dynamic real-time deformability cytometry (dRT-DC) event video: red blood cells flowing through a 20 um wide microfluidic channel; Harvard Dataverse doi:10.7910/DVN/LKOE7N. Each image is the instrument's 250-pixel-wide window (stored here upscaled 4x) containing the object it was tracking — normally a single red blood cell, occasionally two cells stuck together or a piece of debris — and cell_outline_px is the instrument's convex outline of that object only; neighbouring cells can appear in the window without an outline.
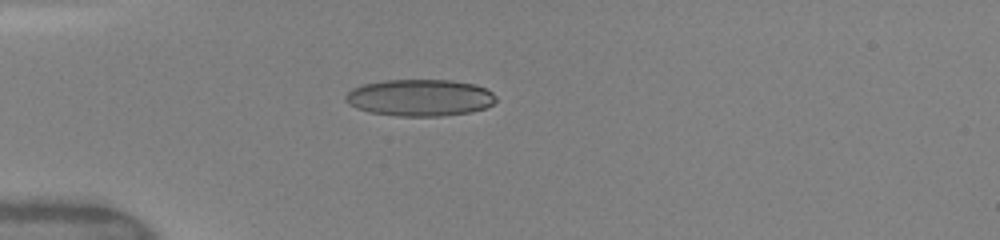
{"species": "human", "species_latin": "Homo sapiens", "temperature_condition": "warm", "stored_images_in_passage": 41, "camera_frame_rate_fps": 3000, "um_per_image_px": 0.085, "donor": {"sex": "female"}, "frame": {"image": 1, "passage_image": 10, "time_ms": 4.0, "image_size_px": [1000, 240], "cell_outline_px": [[496, 100], [492, 104], [484, 108], [472, 112], [440, 116], [396, 116], [368, 112], [356, 108], [348, 104], [344, 100], [344, 96], [352, 88], [364, 84], [384, 80], [452, 80], [476, 84], [492, 92], [496, 96]], "centroid_in_image_um": [35.67, 8.3], "position_along_channel_um": 49.3, "area_um2": 32.48}}
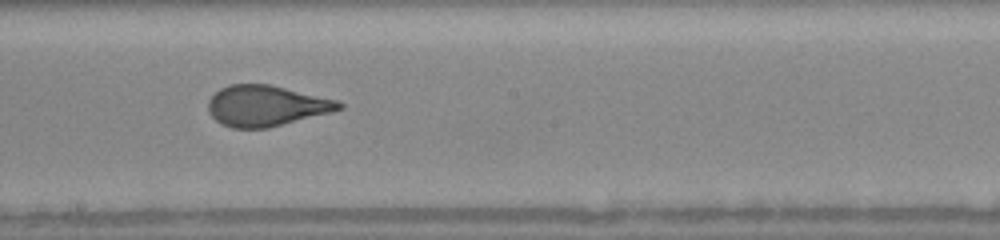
{"frame": {"image": 2, "passage_image": 20, "time_ms": 8.667, "image_size_px": [1000, 240], "cell_outline_px": [[344, 108], [332, 112], [268, 128], [232, 128], [220, 124], [208, 112], [208, 100], [220, 88], [228, 84], [272, 84], [336, 100], [344, 104]], "centroid_in_image_um": [22.61, 8.99], "position_along_channel_um": 225.6, "area_um2": 31.21}}
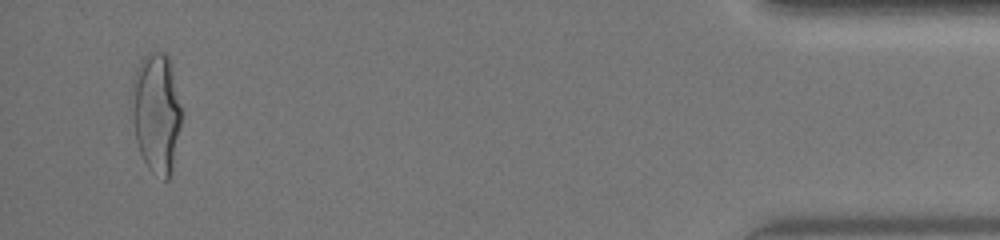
{"frame": {"image": 3, "passage_image": 37, "time_ms": 15.0, "image_size_px": [1000, 240], "cell_outline_px": [[180, 124], [172, 172], [168, 180], [164, 180], [152, 172], [148, 168], [140, 152], [136, 140], [132, 84], [132, 80], [140, 60], [148, 52], [164, 52], [168, 56], [180, 108]], "centroid_in_image_um": [13.29, 9.61], "position_along_channel_um": 421.9, "area_um2": 33.76}, "authors_computed_cell_mechanics": {"area_um2": 31.3854, "velocity_mm_per_s": 4.1585, "shape_relaxation_time_tau1_ms": 4.4838, "shape_relaxation_time_tau2_ms": null, "deformation_change_tau1": 0.167, "deformation_change_tau2": null}}